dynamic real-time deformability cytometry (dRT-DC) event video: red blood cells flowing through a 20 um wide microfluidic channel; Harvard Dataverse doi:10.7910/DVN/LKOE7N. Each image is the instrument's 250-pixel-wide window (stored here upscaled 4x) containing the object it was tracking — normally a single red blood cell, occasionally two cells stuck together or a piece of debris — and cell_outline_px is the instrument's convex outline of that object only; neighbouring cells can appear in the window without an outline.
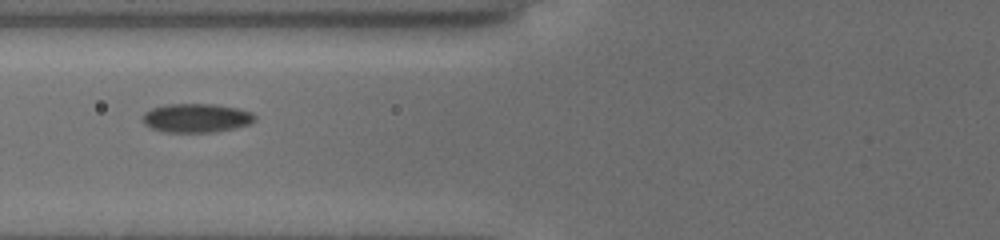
{"species": "common noctule bat (a hibernating species)", "species_latin": "Nyctalus noctula", "temperature_condition": "cold", "stored_images_in_passage": 19, "camera_frame_rate_fps": 3000, "um_per_image_px": 0.085, "animal": {"sex": "female", "body_mass_g": 19.5, "forearm_length_mm": 54.1}, "frame": {"image": 1, "passage_image": 4, "time_ms": 1.0, "image_size_px": [1000, 240], "cell_outline_px": [[256, 120], [248, 124], [236, 128], [212, 132], [168, 132], [152, 128], [144, 124], [144, 112], [152, 108], [164, 104], [216, 104], [236, 108], [252, 112], [256, 116]], "centroid_in_image_um": [16.71, 10.02], "position_along_channel_um": 109.1, "area_um2": 18.84}}
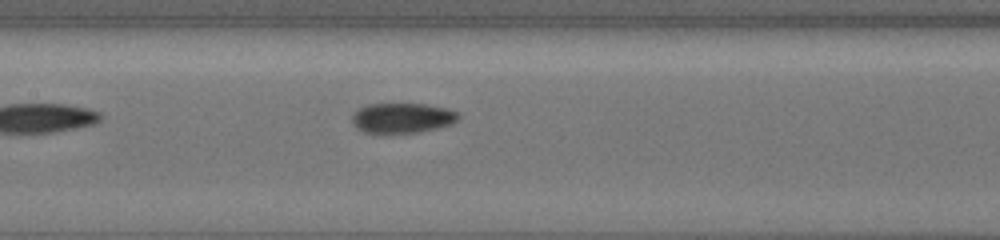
{"frame": {"image": 2, "passage_image": 9, "time_ms": 2.667, "image_size_px": [1000, 240], "cell_outline_px": [[460, 116], [452, 124], [436, 128], [416, 132], [364, 132], [356, 128], [352, 120], [352, 116], [360, 108], [368, 104], [424, 104], [448, 108], [460, 112]], "centroid_in_image_um": [34.23, 10.01], "position_along_channel_um": 173.2, "area_um2": 18.38}}